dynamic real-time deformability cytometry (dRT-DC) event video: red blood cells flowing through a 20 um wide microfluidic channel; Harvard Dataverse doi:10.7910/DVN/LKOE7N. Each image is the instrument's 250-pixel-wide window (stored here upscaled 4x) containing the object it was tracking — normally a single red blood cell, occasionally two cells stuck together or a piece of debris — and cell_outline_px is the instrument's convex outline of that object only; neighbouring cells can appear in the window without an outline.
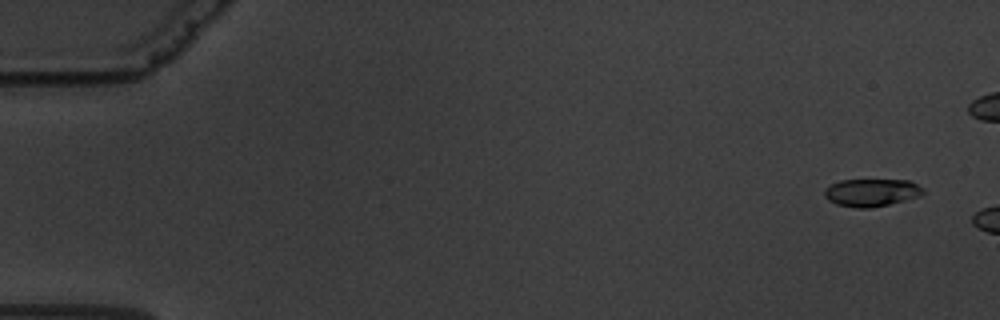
{"species": "common noctule bat (a hibernating species)", "species_latin": "Nyctalus noctula", "temperature_condition": "warm", "stored_images_in_passage": 8, "camera_frame_rate_fps": 3000, "um_per_image_px": 0.085, "animal": {"sex": "male", "body_mass_g": 19.5, "forearm_length_mm": 54.6}, "frame": {"image": 1, "passage_image": 3, "time_ms": 0.667, "image_size_px": [1000, 320], "cell_outline_px": [[924, 192], [920, 196], [872, 208], [856, 208], [836, 204], [828, 200], [824, 196], [824, 188], [840, 180], [908, 180], [924, 188]], "centroid_in_image_um": [74.05, 16.37], "position_along_channel_um": 10.9, "area_um2": 15.9}}